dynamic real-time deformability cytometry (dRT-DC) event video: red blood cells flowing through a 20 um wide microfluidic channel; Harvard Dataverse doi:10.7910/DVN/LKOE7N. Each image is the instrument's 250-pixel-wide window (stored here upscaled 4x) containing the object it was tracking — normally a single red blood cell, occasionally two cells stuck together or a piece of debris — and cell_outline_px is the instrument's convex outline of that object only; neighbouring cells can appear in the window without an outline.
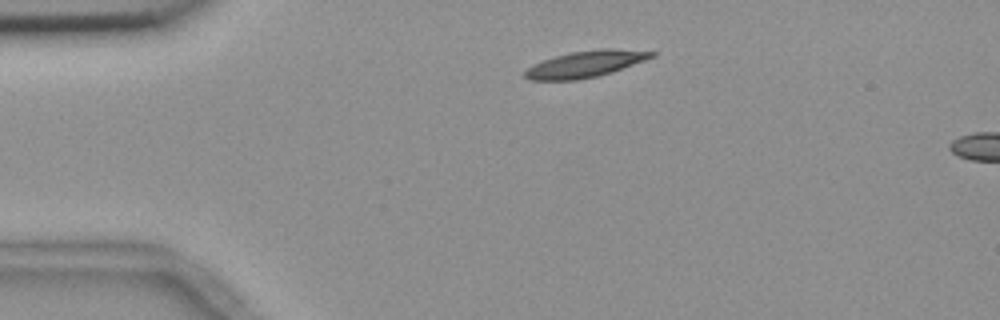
{"species": "common noctule bat (a hibernating species)", "species_latin": "Nyctalus noctula", "temperature_condition": "room temperature", "stored_images_in_passage": 7, "camera_frame_rate_fps": 3000, "um_per_image_px": 0.085, "animal": {"sex": "female", "body_mass_g": 18.4}, "frame": {"image": 1, "passage_image": 3, "time_ms": 0.667, "image_size_px": [1000, 320], "cell_outline_px": [[656, 56], [612, 72], [596, 76], [576, 80], [532, 80], [524, 76], [524, 72], [532, 64], [556, 56], [572, 52], [604, 48], [612, 48], [656, 52]], "centroid_in_image_um": [49.77, 5.44], "position_along_channel_um": 35.2, "area_um2": 19.31}}